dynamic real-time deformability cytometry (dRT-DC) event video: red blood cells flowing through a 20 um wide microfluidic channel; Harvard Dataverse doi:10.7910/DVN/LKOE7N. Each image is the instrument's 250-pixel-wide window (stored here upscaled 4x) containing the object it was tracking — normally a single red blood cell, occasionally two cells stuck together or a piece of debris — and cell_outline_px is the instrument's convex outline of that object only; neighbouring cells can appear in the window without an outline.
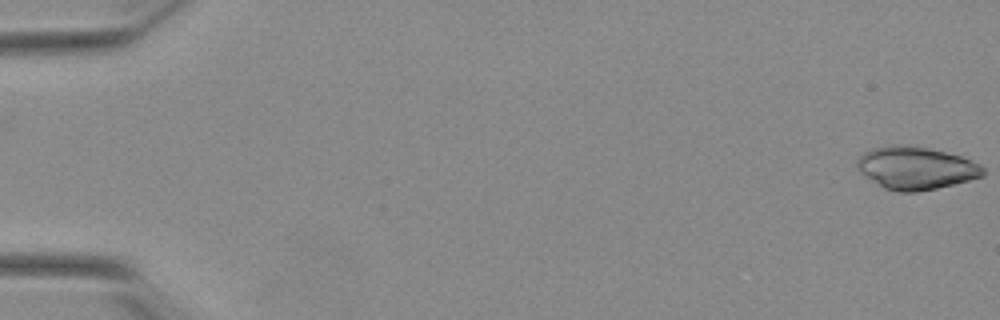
{"species": "Egyptian fruit bat (a non-hibernating species)", "species_latin": "Rousettus aegyptiacus", "temperature_condition": "warm", "stored_images_in_passage": 16, "camera_frame_rate_fps": 3000, "um_per_image_px": 0.085, "animal": {"sex": "female"}, "frame": {"image": 1, "passage_image": 1, "time_ms": 0.0, "image_size_px": [1000, 320], "cell_outline_px": [[984, 176], [936, 188], [916, 192], [900, 192], [884, 188], [860, 172], [856, 164], [856, 160], [864, 152], [872, 148], [888, 144], [904, 144], [928, 148], [960, 156], [984, 168]], "centroid_in_image_um": [77.79, 14.27], "position_along_channel_um": 7.2, "area_um2": 31.04}}
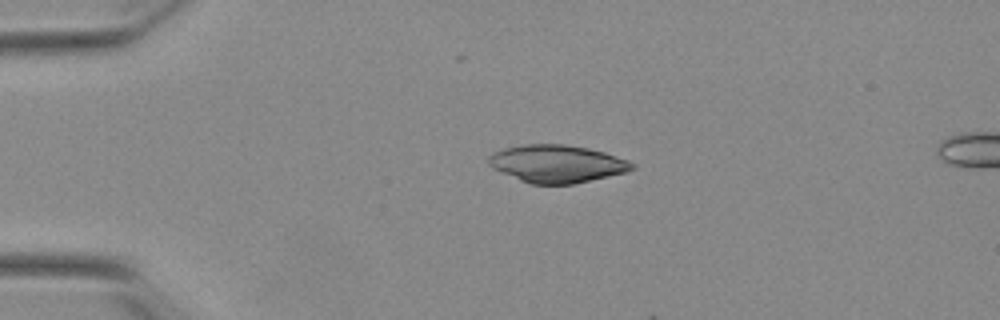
{"frame": {"image": 2, "passage_image": 13, "time_ms": 4.0, "image_size_px": [1000, 320], "cell_outline_px": [[636, 168], [628, 172], [572, 184], [532, 184], [520, 180], [492, 168], [488, 164], [488, 156], [492, 152], [504, 148], [524, 144], [564, 144], [588, 148], [604, 152], [628, 160], [636, 164]], "centroid_in_image_um": [47.34, 13.91], "position_along_channel_um": 37.7, "area_um2": 31.56}}